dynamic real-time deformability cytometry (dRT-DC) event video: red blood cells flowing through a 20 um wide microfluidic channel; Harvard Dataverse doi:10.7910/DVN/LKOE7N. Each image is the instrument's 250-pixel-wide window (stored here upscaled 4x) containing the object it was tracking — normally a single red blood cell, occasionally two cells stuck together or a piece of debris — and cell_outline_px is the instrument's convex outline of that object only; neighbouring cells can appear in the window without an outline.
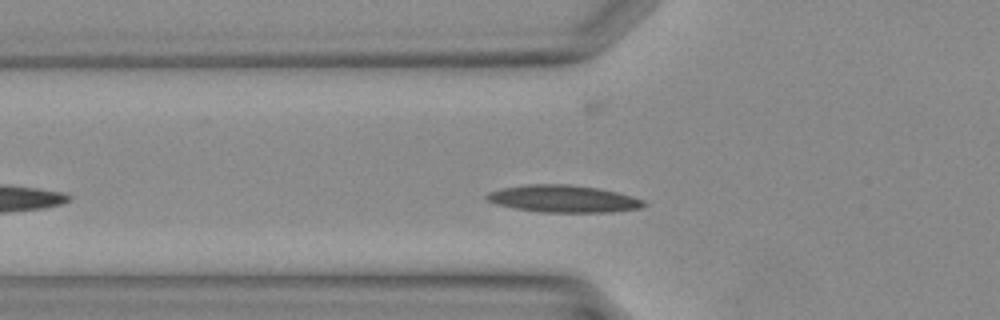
{"species": "Egyptian fruit bat (a non-hibernating species)", "species_latin": "Rousettus aegyptiacus", "temperature_condition": "warm", "stored_images_in_passage": 24, "camera_frame_rate_fps": 3000, "um_per_image_px": 0.085, "animal": {"sex": "female"}, "frame": {"image": 1, "passage_image": 5, "time_ms": 1.333, "image_size_px": [1000, 320], "cell_outline_px": [[648, 204], [640, 208], [612, 212], [540, 212], [512, 208], [496, 204], [488, 200], [484, 196], [488, 192], [500, 188], [528, 184], [568, 184], [596, 188], [616, 192], [632, 196], [644, 200]], "centroid_in_image_um": [47.86, 16.9], "position_along_channel_um": 77.9, "area_um2": 24.97}}
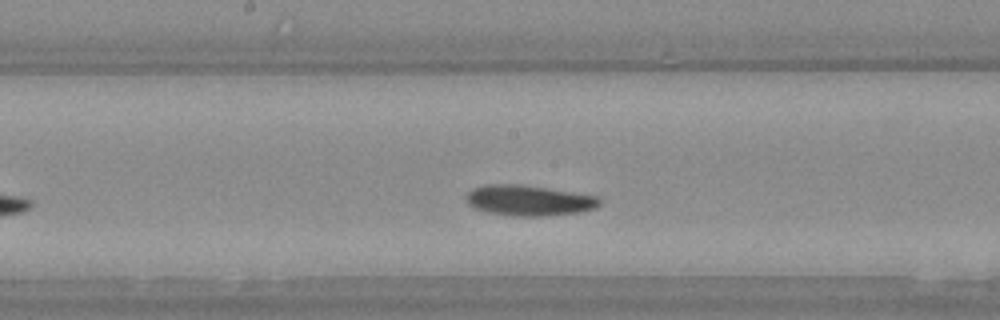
{"frame": {"image": 2, "passage_image": 12, "time_ms": 3.667, "image_size_px": [1000, 320], "cell_outline_px": [[600, 204], [596, 208], [580, 212], [544, 216], [512, 216], [488, 212], [476, 208], [468, 204], [464, 196], [472, 188], [488, 184], [520, 184], [600, 196]], "centroid_in_image_um": [44.96, 17.03], "position_along_channel_um": 203.2, "area_um2": 23.87}}
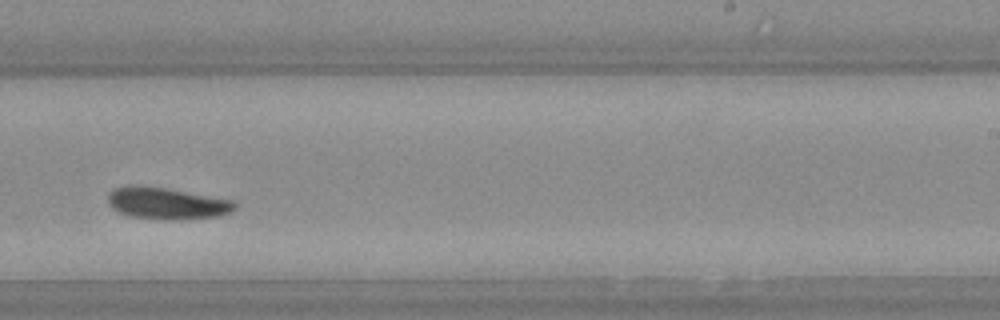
{"frame": {"image": 3, "passage_image": 16, "time_ms": 5.0, "image_size_px": [1000, 320], "cell_outline_px": [[236, 208], [232, 212], [220, 216], [180, 220], [156, 220], [128, 216], [112, 208], [108, 204], [108, 196], [116, 188], [168, 188], [232, 200], [236, 204]], "centroid_in_image_um": [14.27, 17.34], "position_along_channel_um": 274.7, "area_um2": 23.06}}